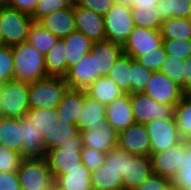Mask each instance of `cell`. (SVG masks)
Instances as JSON below:
<instances>
[{"instance_id":"cell-1","label":"cell","mask_w":191,"mask_h":190,"mask_svg":"<svg viewBox=\"0 0 191 190\" xmlns=\"http://www.w3.org/2000/svg\"><path fill=\"white\" fill-rule=\"evenodd\" d=\"M14 80L34 83L47 77L45 56L28 42L12 46Z\"/></svg>"},{"instance_id":"cell-2","label":"cell","mask_w":191,"mask_h":190,"mask_svg":"<svg viewBox=\"0 0 191 190\" xmlns=\"http://www.w3.org/2000/svg\"><path fill=\"white\" fill-rule=\"evenodd\" d=\"M68 88L64 77L61 76H47L42 80L29 83V107L55 109Z\"/></svg>"},{"instance_id":"cell-3","label":"cell","mask_w":191,"mask_h":190,"mask_svg":"<svg viewBox=\"0 0 191 190\" xmlns=\"http://www.w3.org/2000/svg\"><path fill=\"white\" fill-rule=\"evenodd\" d=\"M33 23L30 15L7 6H0V35L4 45L26 43Z\"/></svg>"},{"instance_id":"cell-4","label":"cell","mask_w":191,"mask_h":190,"mask_svg":"<svg viewBox=\"0 0 191 190\" xmlns=\"http://www.w3.org/2000/svg\"><path fill=\"white\" fill-rule=\"evenodd\" d=\"M82 148V137L78 132L67 143H62L57 148L46 151L45 158L54 179L82 164Z\"/></svg>"},{"instance_id":"cell-5","label":"cell","mask_w":191,"mask_h":190,"mask_svg":"<svg viewBox=\"0 0 191 190\" xmlns=\"http://www.w3.org/2000/svg\"><path fill=\"white\" fill-rule=\"evenodd\" d=\"M21 190H48L54 184L46 158H24L17 170Z\"/></svg>"},{"instance_id":"cell-6","label":"cell","mask_w":191,"mask_h":190,"mask_svg":"<svg viewBox=\"0 0 191 190\" xmlns=\"http://www.w3.org/2000/svg\"><path fill=\"white\" fill-rule=\"evenodd\" d=\"M28 96V83L17 80L2 83L0 115L2 117H24L30 109Z\"/></svg>"},{"instance_id":"cell-7","label":"cell","mask_w":191,"mask_h":190,"mask_svg":"<svg viewBox=\"0 0 191 190\" xmlns=\"http://www.w3.org/2000/svg\"><path fill=\"white\" fill-rule=\"evenodd\" d=\"M103 19L106 40L123 46L135 28L131 8L113 3Z\"/></svg>"},{"instance_id":"cell-8","label":"cell","mask_w":191,"mask_h":190,"mask_svg":"<svg viewBox=\"0 0 191 190\" xmlns=\"http://www.w3.org/2000/svg\"><path fill=\"white\" fill-rule=\"evenodd\" d=\"M135 123L146 124L153 119L175 118V105L161 104L143 92L130 94Z\"/></svg>"},{"instance_id":"cell-9","label":"cell","mask_w":191,"mask_h":190,"mask_svg":"<svg viewBox=\"0 0 191 190\" xmlns=\"http://www.w3.org/2000/svg\"><path fill=\"white\" fill-rule=\"evenodd\" d=\"M187 150V140L181 139L175 145L164 151L150 154L153 174L164 178L172 179L180 169L183 160V153Z\"/></svg>"},{"instance_id":"cell-10","label":"cell","mask_w":191,"mask_h":190,"mask_svg":"<svg viewBox=\"0 0 191 190\" xmlns=\"http://www.w3.org/2000/svg\"><path fill=\"white\" fill-rule=\"evenodd\" d=\"M145 125L150 136L151 154L164 151L181 140L175 118L153 119Z\"/></svg>"},{"instance_id":"cell-11","label":"cell","mask_w":191,"mask_h":190,"mask_svg":"<svg viewBox=\"0 0 191 190\" xmlns=\"http://www.w3.org/2000/svg\"><path fill=\"white\" fill-rule=\"evenodd\" d=\"M143 93L161 104L176 105L185 92L181 86L160 71L152 73Z\"/></svg>"},{"instance_id":"cell-12","label":"cell","mask_w":191,"mask_h":190,"mask_svg":"<svg viewBox=\"0 0 191 190\" xmlns=\"http://www.w3.org/2000/svg\"><path fill=\"white\" fill-rule=\"evenodd\" d=\"M162 45L163 39L160 30L135 26L122 48L125 55L135 60L137 57L145 55Z\"/></svg>"},{"instance_id":"cell-13","label":"cell","mask_w":191,"mask_h":190,"mask_svg":"<svg viewBox=\"0 0 191 190\" xmlns=\"http://www.w3.org/2000/svg\"><path fill=\"white\" fill-rule=\"evenodd\" d=\"M100 77L102 76L97 72L96 53L89 52L78 63L69 67L64 79L71 89H86Z\"/></svg>"},{"instance_id":"cell-14","label":"cell","mask_w":191,"mask_h":190,"mask_svg":"<svg viewBox=\"0 0 191 190\" xmlns=\"http://www.w3.org/2000/svg\"><path fill=\"white\" fill-rule=\"evenodd\" d=\"M118 147L134 156L150 157L151 144L146 125L135 123L119 132Z\"/></svg>"},{"instance_id":"cell-15","label":"cell","mask_w":191,"mask_h":190,"mask_svg":"<svg viewBox=\"0 0 191 190\" xmlns=\"http://www.w3.org/2000/svg\"><path fill=\"white\" fill-rule=\"evenodd\" d=\"M76 31L83 33L92 42L106 40L103 16L79 5L74 6Z\"/></svg>"},{"instance_id":"cell-16","label":"cell","mask_w":191,"mask_h":190,"mask_svg":"<svg viewBox=\"0 0 191 190\" xmlns=\"http://www.w3.org/2000/svg\"><path fill=\"white\" fill-rule=\"evenodd\" d=\"M152 174L150 157L134 156L126 152V175H122L124 189H137Z\"/></svg>"},{"instance_id":"cell-17","label":"cell","mask_w":191,"mask_h":190,"mask_svg":"<svg viewBox=\"0 0 191 190\" xmlns=\"http://www.w3.org/2000/svg\"><path fill=\"white\" fill-rule=\"evenodd\" d=\"M84 147L108 153L118 147L119 133L108 124L98 126L96 129L86 128L80 132Z\"/></svg>"},{"instance_id":"cell-18","label":"cell","mask_w":191,"mask_h":190,"mask_svg":"<svg viewBox=\"0 0 191 190\" xmlns=\"http://www.w3.org/2000/svg\"><path fill=\"white\" fill-rule=\"evenodd\" d=\"M107 124L113 127L118 133L135 124L131 109L130 94L123 95L114 99L112 103L106 105Z\"/></svg>"},{"instance_id":"cell-19","label":"cell","mask_w":191,"mask_h":190,"mask_svg":"<svg viewBox=\"0 0 191 190\" xmlns=\"http://www.w3.org/2000/svg\"><path fill=\"white\" fill-rule=\"evenodd\" d=\"M37 23L58 38H64L76 31L74 6H68L65 9L50 13Z\"/></svg>"},{"instance_id":"cell-20","label":"cell","mask_w":191,"mask_h":190,"mask_svg":"<svg viewBox=\"0 0 191 190\" xmlns=\"http://www.w3.org/2000/svg\"><path fill=\"white\" fill-rule=\"evenodd\" d=\"M86 95L85 89L68 88L56 108L59 122L68 121L77 125L80 115L84 110Z\"/></svg>"},{"instance_id":"cell-21","label":"cell","mask_w":191,"mask_h":190,"mask_svg":"<svg viewBox=\"0 0 191 190\" xmlns=\"http://www.w3.org/2000/svg\"><path fill=\"white\" fill-rule=\"evenodd\" d=\"M22 126V148L20 154L23 158H44L46 150L42 133L26 117L20 118Z\"/></svg>"},{"instance_id":"cell-22","label":"cell","mask_w":191,"mask_h":190,"mask_svg":"<svg viewBox=\"0 0 191 190\" xmlns=\"http://www.w3.org/2000/svg\"><path fill=\"white\" fill-rule=\"evenodd\" d=\"M90 53H96L97 72L101 76H108L124 51L121 45L105 40L93 42Z\"/></svg>"},{"instance_id":"cell-23","label":"cell","mask_w":191,"mask_h":190,"mask_svg":"<svg viewBox=\"0 0 191 190\" xmlns=\"http://www.w3.org/2000/svg\"><path fill=\"white\" fill-rule=\"evenodd\" d=\"M105 124H107L106 105L86 95L84 110L82 111L76 125L78 132H81L86 128H92L94 130L98 126Z\"/></svg>"},{"instance_id":"cell-24","label":"cell","mask_w":191,"mask_h":190,"mask_svg":"<svg viewBox=\"0 0 191 190\" xmlns=\"http://www.w3.org/2000/svg\"><path fill=\"white\" fill-rule=\"evenodd\" d=\"M62 39L65 44V58L68 72L69 67L78 63L85 54L91 51L93 42L78 31H74Z\"/></svg>"},{"instance_id":"cell-25","label":"cell","mask_w":191,"mask_h":190,"mask_svg":"<svg viewBox=\"0 0 191 190\" xmlns=\"http://www.w3.org/2000/svg\"><path fill=\"white\" fill-rule=\"evenodd\" d=\"M91 172L80 164L54 179V184L60 190H93L90 184Z\"/></svg>"},{"instance_id":"cell-26","label":"cell","mask_w":191,"mask_h":190,"mask_svg":"<svg viewBox=\"0 0 191 190\" xmlns=\"http://www.w3.org/2000/svg\"><path fill=\"white\" fill-rule=\"evenodd\" d=\"M87 95L104 105L124 94L120 87L107 76H102L85 89Z\"/></svg>"},{"instance_id":"cell-27","label":"cell","mask_w":191,"mask_h":190,"mask_svg":"<svg viewBox=\"0 0 191 190\" xmlns=\"http://www.w3.org/2000/svg\"><path fill=\"white\" fill-rule=\"evenodd\" d=\"M22 126L20 118L0 117V144L7 148L21 152L22 148Z\"/></svg>"},{"instance_id":"cell-28","label":"cell","mask_w":191,"mask_h":190,"mask_svg":"<svg viewBox=\"0 0 191 190\" xmlns=\"http://www.w3.org/2000/svg\"><path fill=\"white\" fill-rule=\"evenodd\" d=\"M90 184L93 190H122V177L105 163L91 172Z\"/></svg>"},{"instance_id":"cell-29","label":"cell","mask_w":191,"mask_h":190,"mask_svg":"<svg viewBox=\"0 0 191 190\" xmlns=\"http://www.w3.org/2000/svg\"><path fill=\"white\" fill-rule=\"evenodd\" d=\"M45 66L48 76L64 77L67 74L65 44L62 38H59L45 55Z\"/></svg>"},{"instance_id":"cell-30","label":"cell","mask_w":191,"mask_h":190,"mask_svg":"<svg viewBox=\"0 0 191 190\" xmlns=\"http://www.w3.org/2000/svg\"><path fill=\"white\" fill-rule=\"evenodd\" d=\"M131 12L134 25L137 27L160 30L164 22L157 4L154 6H131Z\"/></svg>"},{"instance_id":"cell-31","label":"cell","mask_w":191,"mask_h":190,"mask_svg":"<svg viewBox=\"0 0 191 190\" xmlns=\"http://www.w3.org/2000/svg\"><path fill=\"white\" fill-rule=\"evenodd\" d=\"M78 133L76 124L66 122H59L57 125L49 130L47 133H43V142L45 150L57 148L62 143H67L72 136Z\"/></svg>"},{"instance_id":"cell-32","label":"cell","mask_w":191,"mask_h":190,"mask_svg":"<svg viewBox=\"0 0 191 190\" xmlns=\"http://www.w3.org/2000/svg\"><path fill=\"white\" fill-rule=\"evenodd\" d=\"M162 39H191V22L188 18H175L164 20L160 27Z\"/></svg>"},{"instance_id":"cell-33","label":"cell","mask_w":191,"mask_h":190,"mask_svg":"<svg viewBox=\"0 0 191 190\" xmlns=\"http://www.w3.org/2000/svg\"><path fill=\"white\" fill-rule=\"evenodd\" d=\"M174 117L181 139L191 141V97L186 93L175 105Z\"/></svg>"},{"instance_id":"cell-34","label":"cell","mask_w":191,"mask_h":190,"mask_svg":"<svg viewBox=\"0 0 191 190\" xmlns=\"http://www.w3.org/2000/svg\"><path fill=\"white\" fill-rule=\"evenodd\" d=\"M107 77L113 79L124 93L131 94V57L123 54Z\"/></svg>"},{"instance_id":"cell-35","label":"cell","mask_w":191,"mask_h":190,"mask_svg":"<svg viewBox=\"0 0 191 190\" xmlns=\"http://www.w3.org/2000/svg\"><path fill=\"white\" fill-rule=\"evenodd\" d=\"M42 134L59 123L56 108H30L25 115Z\"/></svg>"},{"instance_id":"cell-36","label":"cell","mask_w":191,"mask_h":190,"mask_svg":"<svg viewBox=\"0 0 191 190\" xmlns=\"http://www.w3.org/2000/svg\"><path fill=\"white\" fill-rule=\"evenodd\" d=\"M58 39L39 23L33 22L29 29L27 42L45 56Z\"/></svg>"},{"instance_id":"cell-37","label":"cell","mask_w":191,"mask_h":190,"mask_svg":"<svg viewBox=\"0 0 191 190\" xmlns=\"http://www.w3.org/2000/svg\"><path fill=\"white\" fill-rule=\"evenodd\" d=\"M163 20L175 18H188L191 10V0H159L157 3Z\"/></svg>"},{"instance_id":"cell-38","label":"cell","mask_w":191,"mask_h":190,"mask_svg":"<svg viewBox=\"0 0 191 190\" xmlns=\"http://www.w3.org/2000/svg\"><path fill=\"white\" fill-rule=\"evenodd\" d=\"M172 182L179 190H191V141L187 140V150L183 153V160Z\"/></svg>"},{"instance_id":"cell-39","label":"cell","mask_w":191,"mask_h":190,"mask_svg":"<svg viewBox=\"0 0 191 190\" xmlns=\"http://www.w3.org/2000/svg\"><path fill=\"white\" fill-rule=\"evenodd\" d=\"M184 61L182 59L167 56L162 64L160 72L167 75L172 81L181 86L184 91Z\"/></svg>"},{"instance_id":"cell-40","label":"cell","mask_w":191,"mask_h":190,"mask_svg":"<svg viewBox=\"0 0 191 190\" xmlns=\"http://www.w3.org/2000/svg\"><path fill=\"white\" fill-rule=\"evenodd\" d=\"M153 71L139 64L131 57V93L143 92Z\"/></svg>"},{"instance_id":"cell-41","label":"cell","mask_w":191,"mask_h":190,"mask_svg":"<svg viewBox=\"0 0 191 190\" xmlns=\"http://www.w3.org/2000/svg\"><path fill=\"white\" fill-rule=\"evenodd\" d=\"M163 47L167 56L186 60L191 55V39H163Z\"/></svg>"},{"instance_id":"cell-42","label":"cell","mask_w":191,"mask_h":190,"mask_svg":"<svg viewBox=\"0 0 191 190\" xmlns=\"http://www.w3.org/2000/svg\"><path fill=\"white\" fill-rule=\"evenodd\" d=\"M14 80V62L11 46H0V83Z\"/></svg>"},{"instance_id":"cell-43","label":"cell","mask_w":191,"mask_h":190,"mask_svg":"<svg viewBox=\"0 0 191 190\" xmlns=\"http://www.w3.org/2000/svg\"><path fill=\"white\" fill-rule=\"evenodd\" d=\"M23 159L19 152L0 144V172H17Z\"/></svg>"},{"instance_id":"cell-44","label":"cell","mask_w":191,"mask_h":190,"mask_svg":"<svg viewBox=\"0 0 191 190\" xmlns=\"http://www.w3.org/2000/svg\"><path fill=\"white\" fill-rule=\"evenodd\" d=\"M167 54L163 45L161 47L155 48L145 55L137 57L135 60L145 66L147 69L155 72L159 71L162 67L163 62L165 61Z\"/></svg>"},{"instance_id":"cell-45","label":"cell","mask_w":191,"mask_h":190,"mask_svg":"<svg viewBox=\"0 0 191 190\" xmlns=\"http://www.w3.org/2000/svg\"><path fill=\"white\" fill-rule=\"evenodd\" d=\"M68 6L65 0H39L34 12L30 16L33 22H38L50 13L65 9Z\"/></svg>"},{"instance_id":"cell-46","label":"cell","mask_w":191,"mask_h":190,"mask_svg":"<svg viewBox=\"0 0 191 190\" xmlns=\"http://www.w3.org/2000/svg\"><path fill=\"white\" fill-rule=\"evenodd\" d=\"M104 163L121 177L126 175V151L116 147L106 153Z\"/></svg>"},{"instance_id":"cell-47","label":"cell","mask_w":191,"mask_h":190,"mask_svg":"<svg viewBox=\"0 0 191 190\" xmlns=\"http://www.w3.org/2000/svg\"><path fill=\"white\" fill-rule=\"evenodd\" d=\"M105 155V152L83 146L81 150V162L90 172H93L104 164Z\"/></svg>"},{"instance_id":"cell-48","label":"cell","mask_w":191,"mask_h":190,"mask_svg":"<svg viewBox=\"0 0 191 190\" xmlns=\"http://www.w3.org/2000/svg\"><path fill=\"white\" fill-rule=\"evenodd\" d=\"M113 3V0H81L79 6L104 16Z\"/></svg>"},{"instance_id":"cell-49","label":"cell","mask_w":191,"mask_h":190,"mask_svg":"<svg viewBox=\"0 0 191 190\" xmlns=\"http://www.w3.org/2000/svg\"><path fill=\"white\" fill-rule=\"evenodd\" d=\"M169 182L167 178L152 174L135 190H163Z\"/></svg>"},{"instance_id":"cell-50","label":"cell","mask_w":191,"mask_h":190,"mask_svg":"<svg viewBox=\"0 0 191 190\" xmlns=\"http://www.w3.org/2000/svg\"><path fill=\"white\" fill-rule=\"evenodd\" d=\"M0 190H21L17 172H0Z\"/></svg>"},{"instance_id":"cell-51","label":"cell","mask_w":191,"mask_h":190,"mask_svg":"<svg viewBox=\"0 0 191 190\" xmlns=\"http://www.w3.org/2000/svg\"><path fill=\"white\" fill-rule=\"evenodd\" d=\"M38 2L39 0H6L4 6L17 9L21 12L31 15L34 12Z\"/></svg>"},{"instance_id":"cell-52","label":"cell","mask_w":191,"mask_h":190,"mask_svg":"<svg viewBox=\"0 0 191 190\" xmlns=\"http://www.w3.org/2000/svg\"><path fill=\"white\" fill-rule=\"evenodd\" d=\"M191 88V55L184 61V92Z\"/></svg>"},{"instance_id":"cell-53","label":"cell","mask_w":191,"mask_h":190,"mask_svg":"<svg viewBox=\"0 0 191 190\" xmlns=\"http://www.w3.org/2000/svg\"><path fill=\"white\" fill-rule=\"evenodd\" d=\"M159 0H131V6H154Z\"/></svg>"},{"instance_id":"cell-54","label":"cell","mask_w":191,"mask_h":190,"mask_svg":"<svg viewBox=\"0 0 191 190\" xmlns=\"http://www.w3.org/2000/svg\"><path fill=\"white\" fill-rule=\"evenodd\" d=\"M114 3L123 5L125 7L131 8V0H113Z\"/></svg>"},{"instance_id":"cell-55","label":"cell","mask_w":191,"mask_h":190,"mask_svg":"<svg viewBox=\"0 0 191 190\" xmlns=\"http://www.w3.org/2000/svg\"><path fill=\"white\" fill-rule=\"evenodd\" d=\"M163 190H179L176 185L170 181Z\"/></svg>"},{"instance_id":"cell-56","label":"cell","mask_w":191,"mask_h":190,"mask_svg":"<svg viewBox=\"0 0 191 190\" xmlns=\"http://www.w3.org/2000/svg\"><path fill=\"white\" fill-rule=\"evenodd\" d=\"M65 1L69 6H76L79 5V3L81 2V0H65Z\"/></svg>"},{"instance_id":"cell-57","label":"cell","mask_w":191,"mask_h":190,"mask_svg":"<svg viewBox=\"0 0 191 190\" xmlns=\"http://www.w3.org/2000/svg\"><path fill=\"white\" fill-rule=\"evenodd\" d=\"M48 190H60L55 184H53Z\"/></svg>"},{"instance_id":"cell-58","label":"cell","mask_w":191,"mask_h":190,"mask_svg":"<svg viewBox=\"0 0 191 190\" xmlns=\"http://www.w3.org/2000/svg\"><path fill=\"white\" fill-rule=\"evenodd\" d=\"M6 0H0V6L5 5Z\"/></svg>"},{"instance_id":"cell-59","label":"cell","mask_w":191,"mask_h":190,"mask_svg":"<svg viewBox=\"0 0 191 190\" xmlns=\"http://www.w3.org/2000/svg\"><path fill=\"white\" fill-rule=\"evenodd\" d=\"M186 94L191 97V88L186 92Z\"/></svg>"},{"instance_id":"cell-60","label":"cell","mask_w":191,"mask_h":190,"mask_svg":"<svg viewBox=\"0 0 191 190\" xmlns=\"http://www.w3.org/2000/svg\"><path fill=\"white\" fill-rule=\"evenodd\" d=\"M1 45H4V43H3L2 37H1V35H0V46H1Z\"/></svg>"},{"instance_id":"cell-61","label":"cell","mask_w":191,"mask_h":190,"mask_svg":"<svg viewBox=\"0 0 191 190\" xmlns=\"http://www.w3.org/2000/svg\"><path fill=\"white\" fill-rule=\"evenodd\" d=\"M188 20L191 22V10H190V13H189V16H188Z\"/></svg>"}]
</instances>
